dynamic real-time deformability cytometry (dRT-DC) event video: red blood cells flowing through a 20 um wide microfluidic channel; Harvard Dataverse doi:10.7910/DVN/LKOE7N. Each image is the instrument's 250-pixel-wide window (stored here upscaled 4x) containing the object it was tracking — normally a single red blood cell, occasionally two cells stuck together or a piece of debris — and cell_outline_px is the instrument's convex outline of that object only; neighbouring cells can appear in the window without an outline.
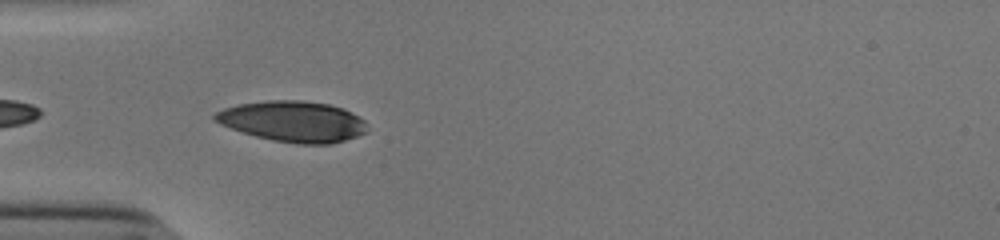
{"species": "human", "species_latin": "Homo sapiens", "temperature_condition": "cold", "stored_images_in_passage": 8, "camera_frame_rate_fps": 3000, "um_per_image_px": 0.085, "donor": {"sex": "male"}, "frame": {"image": 1, "passage_image": 2, "time_ms": 0.333, "image_size_px": [1000, 240], "cell_outline_px": [[368, 132], [332, 144], [296, 144], [272, 140], [256, 136], [220, 124], [212, 120], [212, 116], [216, 112], [224, 108], [240, 104], [268, 100], [300, 100], [328, 104], [344, 108], [364, 120]], "centroid_in_image_um": [24.9, 10.32], "position_along_channel_um": 60.1, "area_um2": 36.13}}
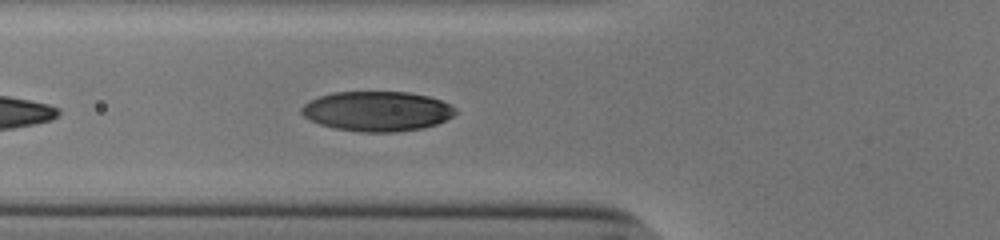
{"frame": {"image": 2, "passage_image": 5, "time_ms": 1.333, "image_size_px": [1000, 240], "cell_outline_px": [[460, 112], [436, 124], [424, 128], [396, 132], [360, 132], [336, 128], [320, 124], [304, 116], [300, 112], [300, 108], [308, 100], [332, 92], [408, 92], [428, 96], [440, 100], [456, 108]], "centroid_in_image_um": [32.05, 9.45], "position_along_channel_um": 93.7, "area_um2": 35.84}}